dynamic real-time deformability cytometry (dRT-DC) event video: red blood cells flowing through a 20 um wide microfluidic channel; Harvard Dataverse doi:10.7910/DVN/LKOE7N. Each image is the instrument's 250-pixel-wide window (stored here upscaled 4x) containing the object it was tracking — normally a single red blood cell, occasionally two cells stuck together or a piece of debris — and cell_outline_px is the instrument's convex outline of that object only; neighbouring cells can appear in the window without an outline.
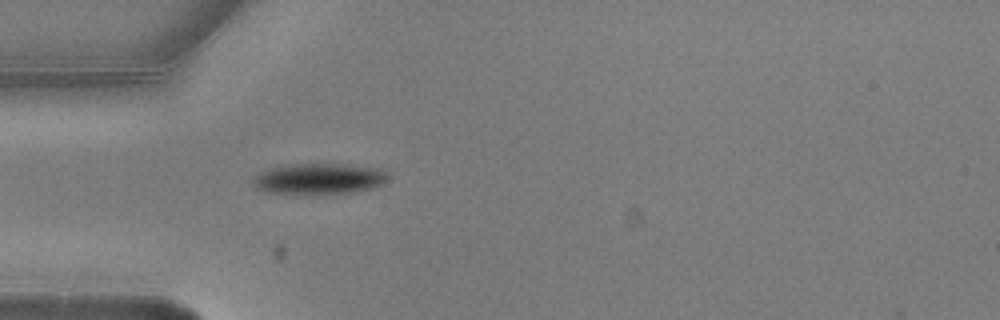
{"species": "common noctule bat (a hibernating species)", "species_latin": "Nyctalus noctula", "temperature_condition": "warm", "stored_images_in_passage": 5, "camera_frame_rate_fps": 3000, "um_per_image_px": 0.085, "animal": {"sex": "male", "body_mass_g": 20.5, "forearm_length_mm": 52.5}, "frame": {"image": 1, "passage_image": 5, "time_ms": 1.333, "image_size_px": [1000, 320], "cell_outline_px": [[388, 176], [380, 184], [372, 188], [352, 192], [316, 196], [296, 196], [268, 192], [256, 188], [252, 184], [252, 176], [260, 172], [284, 164], [348, 164], [380, 168]], "centroid_in_image_um": [27.02, 15.23], "position_along_channel_um": 58.0, "area_um2": 25.14}}